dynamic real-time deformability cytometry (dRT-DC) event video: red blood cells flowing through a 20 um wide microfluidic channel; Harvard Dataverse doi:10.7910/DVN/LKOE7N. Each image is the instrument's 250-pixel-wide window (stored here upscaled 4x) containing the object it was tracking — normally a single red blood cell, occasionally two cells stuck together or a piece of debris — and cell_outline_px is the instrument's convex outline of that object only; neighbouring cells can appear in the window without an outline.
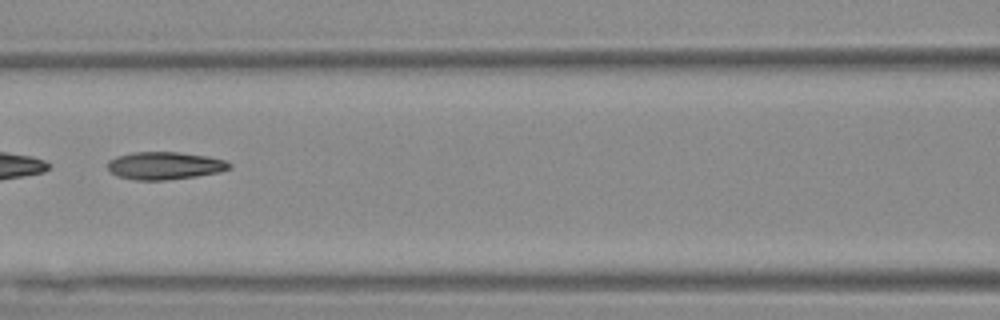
{"species": "Egyptian fruit bat (a non-hibernating species)", "species_latin": "Rousettus aegyptiacus", "temperature_condition": "warm", "stored_images_in_passage": 17, "camera_frame_rate_fps": 3000, "um_per_image_px": 0.085, "animal": {"sex": "female"}, "frame": {"image": 1, "passage_image": 8, "time_ms": 2.333, "image_size_px": [1000, 320], "cell_outline_px": [[232, 168], [216, 172], [196, 176], [168, 180], [136, 180], [116, 176], [108, 168], [108, 160], [116, 156], [132, 152], [180, 152], [208, 156], [224, 160], [232, 164]], "centroid_in_image_um": [13.99, 14.07], "position_along_channel_um": 152.6, "area_um2": 19.65}}